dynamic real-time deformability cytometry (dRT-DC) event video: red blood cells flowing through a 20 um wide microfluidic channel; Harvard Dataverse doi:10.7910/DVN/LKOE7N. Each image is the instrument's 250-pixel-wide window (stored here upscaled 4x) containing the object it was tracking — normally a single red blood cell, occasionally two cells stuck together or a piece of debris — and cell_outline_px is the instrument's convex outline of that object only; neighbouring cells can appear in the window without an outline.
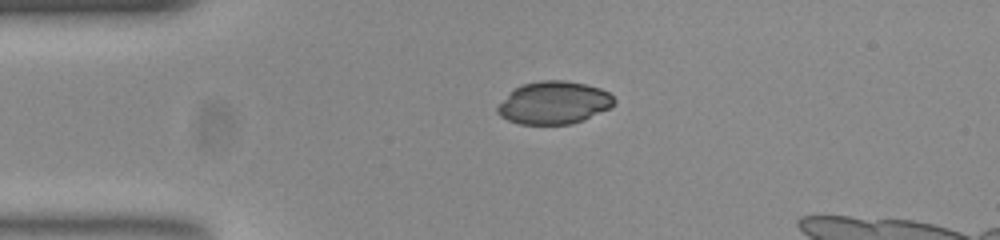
{"species": "common noctule bat (a hibernating species)", "species_latin": "Nyctalus noctula", "temperature_condition": "room temperature", "stored_images_in_passage": 38, "camera_frame_rate_fps": 3000, "um_per_image_px": 0.085, "animal": {"sex": "female", "body_mass_g": 23.0, "forearm_length_mm": 53.4}, "frame": {"image": 1, "passage_image": 1, "time_ms": 0.0, "image_size_px": [1000, 240], "cell_outline_px": [[616, 104], [584, 120], [572, 124], [520, 124], [508, 120], [500, 116], [496, 112], [496, 108], [508, 92], [520, 84], [540, 80], [564, 80], [584, 84], [600, 88], [608, 92], [616, 100]], "centroid_in_image_um": [47.05, 8.73], "position_along_channel_um": 37.9, "area_um2": 29.19}}
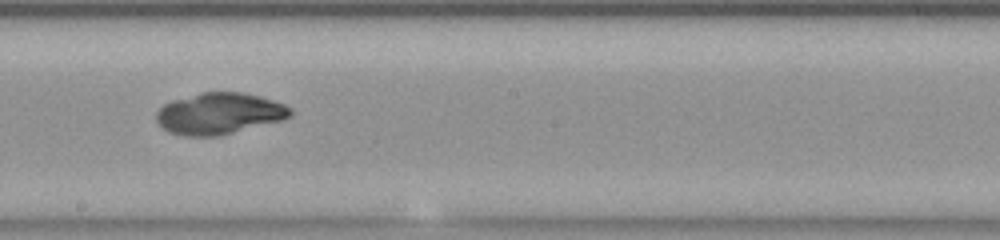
{"frame": {"image": 2, "passage_image": 18, "time_ms": 5.667, "image_size_px": [1000, 240], "cell_outline_px": [[292, 116], [284, 120], [220, 136], [184, 136], [168, 132], [156, 120], [156, 112], [164, 104], [172, 100], [200, 92], [244, 92], [260, 96], [284, 104], [292, 108]], "centroid_in_image_um": [18.66, 9.65], "position_along_channel_um": 229.5, "area_um2": 32.66}}
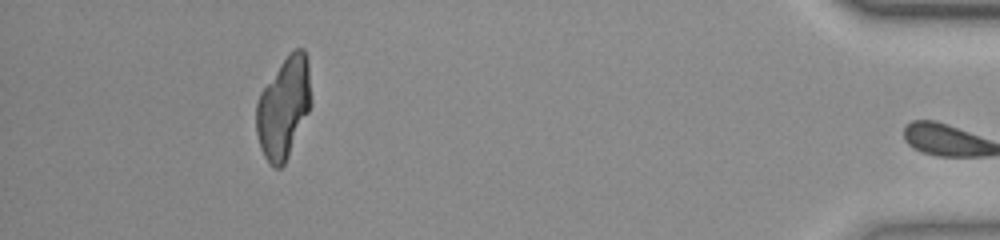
{"frame": {"image": 3, "passage_image": 37, "time_ms": 12.0, "image_size_px": [1000, 240], "cell_outline_px": [[312, 104], [288, 156], [284, 164], [280, 168], [272, 168], [268, 164], [260, 148], [256, 132], [256, 104], [260, 92], [280, 64], [296, 48], [304, 48], [308, 60], [312, 100]], "centroid_in_image_um": [24.11, 9.17], "position_along_channel_um": 411.1, "area_um2": 32.31}}